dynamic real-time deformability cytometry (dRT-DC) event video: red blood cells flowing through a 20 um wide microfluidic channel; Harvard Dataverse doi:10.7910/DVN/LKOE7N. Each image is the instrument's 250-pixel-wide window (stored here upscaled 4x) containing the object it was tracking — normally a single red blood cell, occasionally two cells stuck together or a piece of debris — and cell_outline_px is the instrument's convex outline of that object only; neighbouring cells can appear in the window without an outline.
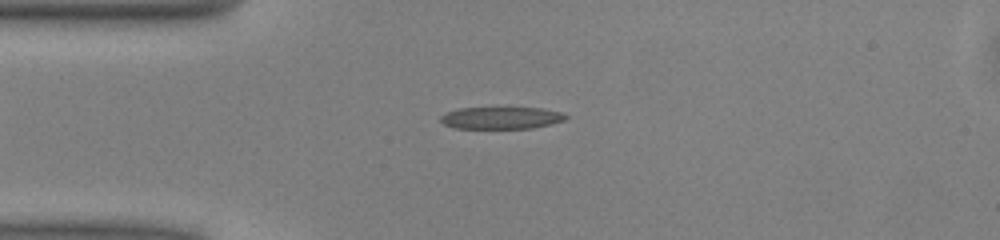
{"species": "common noctule bat (a hibernating species)", "species_latin": "Nyctalus noctula", "temperature_condition": "warm", "stored_images_in_passage": 49, "camera_frame_rate_fps": 3000, "um_per_image_px": 0.085, "animal": {"sex": "male", "body_mass_g": 13.0, "forearm_length_mm": 53.1}, "frame": {"image": 1, "passage_image": 11, "time_ms": 3.333, "image_size_px": [1000, 240], "cell_outline_px": [[568, 116], [564, 120], [552, 124], [532, 128], [456, 128], [444, 124], [440, 120], [440, 116], [448, 112], [460, 108], [544, 108], [564, 112]], "centroid_in_image_um": [42.66, 10.02], "position_along_channel_um": 42.3, "area_um2": 16.07}}
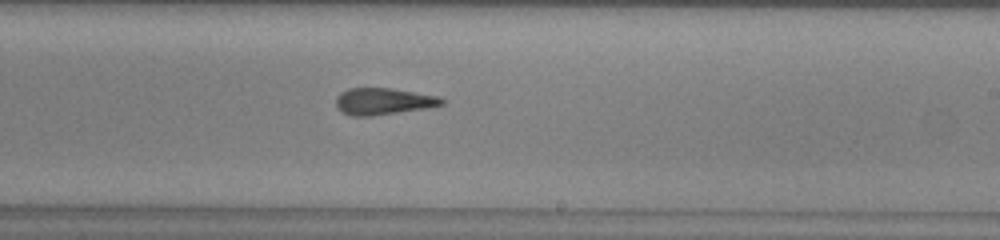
{"frame": {"image": 2, "passage_image": 28, "time_ms": 9.0, "image_size_px": [1000, 240], "cell_outline_px": [[444, 104], [428, 108], [372, 116], [352, 116], [340, 112], [336, 108], [336, 96], [340, 92], [348, 88], [392, 88], [440, 96], [444, 100]], "centroid_in_image_um": [32.56, 8.61], "position_along_channel_um": 256.4, "area_um2": 16.76}}
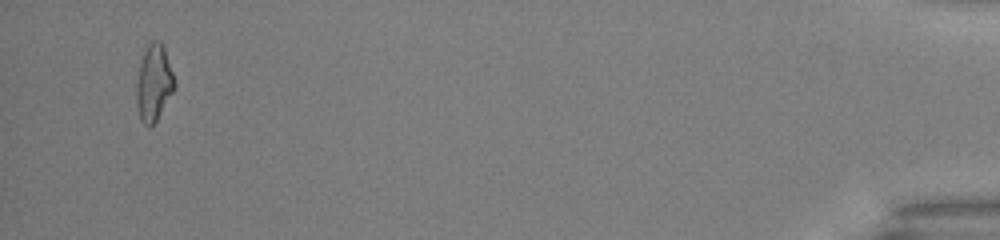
{"frame": {"image": 3, "passage_image": 47, "time_ms": 15.333, "image_size_px": [1000, 240], "cell_outline_px": [[176, 88], [156, 120], [148, 128], [140, 120], [136, 104], [136, 84], [140, 60], [148, 44], [152, 40], [160, 40], [164, 44], [176, 80]], "centroid_in_image_um": [13.09, 7.01], "position_along_channel_um": 422.1, "area_um2": 17.4}, "authors_computed_cell_mechanics": {"area_um2": 16.8776, "velocity_mm_per_s": 4.0698, "shape_relaxation_time_tau1_ms": 8.0101, "shape_relaxation_time_tau2_ms": 2.1098, "deformation_change_tau1": 0.2242, "deformation_change_tau2": 0.1063}}